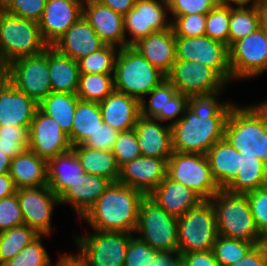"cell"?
Returning <instances> with one entry per match:
<instances>
[{
    "mask_svg": "<svg viewBox=\"0 0 267 266\" xmlns=\"http://www.w3.org/2000/svg\"><path fill=\"white\" fill-rule=\"evenodd\" d=\"M224 91L192 95L183 116L171 125L173 151L201 153L223 139L226 119L232 101L219 100Z\"/></svg>",
    "mask_w": 267,
    "mask_h": 266,
    "instance_id": "obj_1",
    "label": "cell"
},
{
    "mask_svg": "<svg viewBox=\"0 0 267 266\" xmlns=\"http://www.w3.org/2000/svg\"><path fill=\"white\" fill-rule=\"evenodd\" d=\"M145 195L119 182L111 183L81 218L96 231L135 233Z\"/></svg>",
    "mask_w": 267,
    "mask_h": 266,
    "instance_id": "obj_2",
    "label": "cell"
},
{
    "mask_svg": "<svg viewBox=\"0 0 267 266\" xmlns=\"http://www.w3.org/2000/svg\"><path fill=\"white\" fill-rule=\"evenodd\" d=\"M223 138L243 156H256L267 165V101L236 103L226 119Z\"/></svg>",
    "mask_w": 267,
    "mask_h": 266,
    "instance_id": "obj_3",
    "label": "cell"
},
{
    "mask_svg": "<svg viewBox=\"0 0 267 266\" xmlns=\"http://www.w3.org/2000/svg\"><path fill=\"white\" fill-rule=\"evenodd\" d=\"M134 233L96 231L75 234L78 252L67 254L71 266H124L126 251Z\"/></svg>",
    "mask_w": 267,
    "mask_h": 266,
    "instance_id": "obj_4",
    "label": "cell"
},
{
    "mask_svg": "<svg viewBox=\"0 0 267 266\" xmlns=\"http://www.w3.org/2000/svg\"><path fill=\"white\" fill-rule=\"evenodd\" d=\"M113 76L115 91L135 97L139 101L166 80V75L132 46L119 49Z\"/></svg>",
    "mask_w": 267,
    "mask_h": 266,
    "instance_id": "obj_5",
    "label": "cell"
},
{
    "mask_svg": "<svg viewBox=\"0 0 267 266\" xmlns=\"http://www.w3.org/2000/svg\"><path fill=\"white\" fill-rule=\"evenodd\" d=\"M210 201L216 214L218 235L255 245L262 243L263 235L256 227L246 194L220 189Z\"/></svg>",
    "mask_w": 267,
    "mask_h": 266,
    "instance_id": "obj_6",
    "label": "cell"
},
{
    "mask_svg": "<svg viewBox=\"0 0 267 266\" xmlns=\"http://www.w3.org/2000/svg\"><path fill=\"white\" fill-rule=\"evenodd\" d=\"M48 47L37 22L0 8V60L10 64L18 58L40 54Z\"/></svg>",
    "mask_w": 267,
    "mask_h": 266,
    "instance_id": "obj_7",
    "label": "cell"
},
{
    "mask_svg": "<svg viewBox=\"0 0 267 266\" xmlns=\"http://www.w3.org/2000/svg\"><path fill=\"white\" fill-rule=\"evenodd\" d=\"M134 234L158 252H178V218L167 213L149 196L141 201Z\"/></svg>",
    "mask_w": 267,
    "mask_h": 266,
    "instance_id": "obj_8",
    "label": "cell"
},
{
    "mask_svg": "<svg viewBox=\"0 0 267 266\" xmlns=\"http://www.w3.org/2000/svg\"><path fill=\"white\" fill-rule=\"evenodd\" d=\"M217 222L210 200H203L178 218V253L211 251L217 239Z\"/></svg>",
    "mask_w": 267,
    "mask_h": 266,
    "instance_id": "obj_9",
    "label": "cell"
},
{
    "mask_svg": "<svg viewBox=\"0 0 267 266\" xmlns=\"http://www.w3.org/2000/svg\"><path fill=\"white\" fill-rule=\"evenodd\" d=\"M167 176L210 200L219 190L206 155L174 151L167 161Z\"/></svg>",
    "mask_w": 267,
    "mask_h": 266,
    "instance_id": "obj_10",
    "label": "cell"
},
{
    "mask_svg": "<svg viewBox=\"0 0 267 266\" xmlns=\"http://www.w3.org/2000/svg\"><path fill=\"white\" fill-rule=\"evenodd\" d=\"M232 81L258 78L267 72V29L264 25L229 48Z\"/></svg>",
    "mask_w": 267,
    "mask_h": 266,
    "instance_id": "obj_11",
    "label": "cell"
},
{
    "mask_svg": "<svg viewBox=\"0 0 267 266\" xmlns=\"http://www.w3.org/2000/svg\"><path fill=\"white\" fill-rule=\"evenodd\" d=\"M9 81L39 104L52 92L48 48L40 54L12 61L9 64Z\"/></svg>",
    "mask_w": 267,
    "mask_h": 266,
    "instance_id": "obj_12",
    "label": "cell"
},
{
    "mask_svg": "<svg viewBox=\"0 0 267 266\" xmlns=\"http://www.w3.org/2000/svg\"><path fill=\"white\" fill-rule=\"evenodd\" d=\"M176 60L195 61L213 68L228 84L232 80L228 46L206 35L175 37Z\"/></svg>",
    "mask_w": 267,
    "mask_h": 266,
    "instance_id": "obj_13",
    "label": "cell"
},
{
    "mask_svg": "<svg viewBox=\"0 0 267 266\" xmlns=\"http://www.w3.org/2000/svg\"><path fill=\"white\" fill-rule=\"evenodd\" d=\"M166 79L188 97L224 91L228 85L213 68L195 61L176 60Z\"/></svg>",
    "mask_w": 267,
    "mask_h": 266,
    "instance_id": "obj_14",
    "label": "cell"
},
{
    "mask_svg": "<svg viewBox=\"0 0 267 266\" xmlns=\"http://www.w3.org/2000/svg\"><path fill=\"white\" fill-rule=\"evenodd\" d=\"M168 3L161 0H136L123 16L126 46H132L149 34L171 28ZM168 15V16H167ZM129 34V36H127Z\"/></svg>",
    "mask_w": 267,
    "mask_h": 266,
    "instance_id": "obj_15",
    "label": "cell"
},
{
    "mask_svg": "<svg viewBox=\"0 0 267 266\" xmlns=\"http://www.w3.org/2000/svg\"><path fill=\"white\" fill-rule=\"evenodd\" d=\"M24 224L39 235H52V215L59 204L58 196L48 187L16 189Z\"/></svg>",
    "mask_w": 267,
    "mask_h": 266,
    "instance_id": "obj_16",
    "label": "cell"
},
{
    "mask_svg": "<svg viewBox=\"0 0 267 266\" xmlns=\"http://www.w3.org/2000/svg\"><path fill=\"white\" fill-rule=\"evenodd\" d=\"M28 149L48 161L72 148L69 136L47 114L37 109L29 126Z\"/></svg>",
    "mask_w": 267,
    "mask_h": 266,
    "instance_id": "obj_17",
    "label": "cell"
},
{
    "mask_svg": "<svg viewBox=\"0 0 267 266\" xmlns=\"http://www.w3.org/2000/svg\"><path fill=\"white\" fill-rule=\"evenodd\" d=\"M188 99V96L178 93L166 79L140 101L141 115L171 126L183 116L188 107Z\"/></svg>",
    "mask_w": 267,
    "mask_h": 266,
    "instance_id": "obj_18",
    "label": "cell"
},
{
    "mask_svg": "<svg viewBox=\"0 0 267 266\" xmlns=\"http://www.w3.org/2000/svg\"><path fill=\"white\" fill-rule=\"evenodd\" d=\"M84 0H47L38 22L45 42L52 46L83 15Z\"/></svg>",
    "mask_w": 267,
    "mask_h": 266,
    "instance_id": "obj_19",
    "label": "cell"
},
{
    "mask_svg": "<svg viewBox=\"0 0 267 266\" xmlns=\"http://www.w3.org/2000/svg\"><path fill=\"white\" fill-rule=\"evenodd\" d=\"M167 161L141 155L120 168L118 182L148 196L167 176Z\"/></svg>",
    "mask_w": 267,
    "mask_h": 266,
    "instance_id": "obj_20",
    "label": "cell"
},
{
    "mask_svg": "<svg viewBox=\"0 0 267 266\" xmlns=\"http://www.w3.org/2000/svg\"><path fill=\"white\" fill-rule=\"evenodd\" d=\"M83 16L106 45L126 46L123 15L97 0H84Z\"/></svg>",
    "mask_w": 267,
    "mask_h": 266,
    "instance_id": "obj_21",
    "label": "cell"
},
{
    "mask_svg": "<svg viewBox=\"0 0 267 266\" xmlns=\"http://www.w3.org/2000/svg\"><path fill=\"white\" fill-rule=\"evenodd\" d=\"M142 156L169 159L173 154L171 126L140 115L135 125Z\"/></svg>",
    "mask_w": 267,
    "mask_h": 266,
    "instance_id": "obj_22",
    "label": "cell"
},
{
    "mask_svg": "<svg viewBox=\"0 0 267 266\" xmlns=\"http://www.w3.org/2000/svg\"><path fill=\"white\" fill-rule=\"evenodd\" d=\"M105 45L82 15L52 47L61 54L78 61L80 58L100 50Z\"/></svg>",
    "mask_w": 267,
    "mask_h": 266,
    "instance_id": "obj_23",
    "label": "cell"
},
{
    "mask_svg": "<svg viewBox=\"0 0 267 266\" xmlns=\"http://www.w3.org/2000/svg\"><path fill=\"white\" fill-rule=\"evenodd\" d=\"M37 109L38 103L10 81L0 90V126H25L29 129Z\"/></svg>",
    "mask_w": 267,
    "mask_h": 266,
    "instance_id": "obj_24",
    "label": "cell"
},
{
    "mask_svg": "<svg viewBox=\"0 0 267 266\" xmlns=\"http://www.w3.org/2000/svg\"><path fill=\"white\" fill-rule=\"evenodd\" d=\"M110 184L111 182L102 176L85 173L58 197L59 204L70 205L81 219Z\"/></svg>",
    "mask_w": 267,
    "mask_h": 266,
    "instance_id": "obj_25",
    "label": "cell"
},
{
    "mask_svg": "<svg viewBox=\"0 0 267 266\" xmlns=\"http://www.w3.org/2000/svg\"><path fill=\"white\" fill-rule=\"evenodd\" d=\"M148 196L175 218L182 217L203 201L193 190L168 176Z\"/></svg>",
    "mask_w": 267,
    "mask_h": 266,
    "instance_id": "obj_26",
    "label": "cell"
},
{
    "mask_svg": "<svg viewBox=\"0 0 267 266\" xmlns=\"http://www.w3.org/2000/svg\"><path fill=\"white\" fill-rule=\"evenodd\" d=\"M98 104L103 122L119 132L135 128L141 115L140 101L137 98L115 90Z\"/></svg>",
    "mask_w": 267,
    "mask_h": 266,
    "instance_id": "obj_27",
    "label": "cell"
},
{
    "mask_svg": "<svg viewBox=\"0 0 267 266\" xmlns=\"http://www.w3.org/2000/svg\"><path fill=\"white\" fill-rule=\"evenodd\" d=\"M132 47L165 75L171 71L176 61L175 35L172 27L149 34Z\"/></svg>",
    "mask_w": 267,
    "mask_h": 266,
    "instance_id": "obj_28",
    "label": "cell"
},
{
    "mask_svg": "<svg viewBox=\"0 0 267 266\" xmlns=\"http://www.w3.org/2000/svg\"><path fill=\"white\" fill-rule=\"evenodd\" d=\"M9 176L16 189L48 186L47 161L26 149L11 159Z\"/></svg>",
    "mask_w": 267,
    "mask_h": 266,
    "instance_id": "obj_29",
    "label": "cell"
},
{
    "mask_svg": "<svg viewBox=\"0 0 267 266\" xmlns=\"http://www.w3.org/2000/svg\"><path fill=\"white\" fill-rule=\"evenodd\" d=\"M84 174V169L72 148L47 161L48 187L58 197Z\"/></svg>",
    "mask_w": 267,
    "mask_h": 266,
    "instance_id": "obj_30",
    "label": "cell"
},
{
    "mask_svg": "<svg viewBox=\"0 0 267 266\" xmlns=\"http://www.w3.org/2000/svg\"><path fill=\"white\" fill-rule=\"evenodd\" d=\"M206 156L218 187L226 189L237 177L240 152L223 138L208 150Z\"/></svg>",
    "mask_w": 267,
    "mask_h": 266,
    "instance_id": "obj_31",
    "label": "cell"
},
{
    "mask_svg": "<svg viewBox=\"0 0 267 266\" xmlns=\"http://www.w3.org/2000/svg\"><path fill=\"white\" fill-rule=\"evenodd\" d=\"M48 66L52 92L76 94L79 85L78 61L48 47Z\"/></svg>",
    "mask_w": 267,
    "mask_h": 266,
    "instance_id": "obj_32",
    "label": "cell"
},
{
    "mask_svg": "<svg viewBox=\"0 0 267 266\" xmlns=\"http://www.w3.org/2000/svg\"><path fill=\"white\" fill-rule=\"evenodd\" d=\"M85 173L102 176L111 183L118 182L120 168L112 151L88 148L86 146H72Z\"/></svg>",
    "mask_w": 267,
    "mask_h": 266,
    "instance_id": "obj_33",
    "label": "cell"
},
{
    "mask_svg": "<svg viewBox=\"0 0 267 266\" xmlns=\"http://www.w3.org/2000/svg\"><path fill=\"white\" fill-rule=\"evenodd\" d=\"M267 186V165L256 156H239V171L225 189L234 194H246Z\"/></svg>",
    "mask_w": 267,
    "mask_h": 266,
    "instance_id": "obj_34",
    "label": "cell"
},
{
    "mask_svg": "<svg viewBox=\"0 0 267 266\" xmlns=\"http://www.w3.org/2000/svg\"><path fill=\"white\" fill-rule=\"evenodd\" d=\"M103 119L97 102L78 100L72 131L68 135L71 145H81L102 125Z\"/></svg>",
    "mask_w": 267,
    "mask_h": 266,
    "instance_id": "obj_35",
    "label": "cell"
},
{
    "mask_svg": "<svg viewBox=\"0 0 267 266\" xmlns=\"http://www.w3.org/2000/svg\"><path fill=\"white\" fill-rule=\"evenodd\" d=\"M78 100L76 94L51 92L38 104V108L55 119L61 129L69 135Z\"/></svg>",
    "mask_w": 267,
    "mask_h": 266,
    "instance_id": "obj_36",
    "label": "cell"
},
{
    "mask_svg": "<svg viewBox=\"0 0 267 266\" xmlns=\"http://www.w3.org/2000/svg\"><path fill=\"white\" fill-rule=\"evenodd\" d=\"M263 25L261 4L250 7H230L229 47Z\"/></svg>",
    "mask_w": 267,
    "mask_h": 266,
    "instance_id": "obj_37",
    "label": "cell"
},
{
    "mask_svg": "<svg viewBox=\"0 0 267 266\" xmlns=\"http://www.w3.org/2000/svg\"><path fill=\"white\" fill-rule=\"evenodd\" d=\"M114 74H80L76 95L80 100L101 102L105 100L114 89Z\"/></svg>",
    "mask_w": 267,
    "mask_h": 266,
    "instance_id": "obj_38",
    "label": "cell"
},
{
    "mask_svg": "<svg viewBox=\"0 0 267 266\" xmlns=\"http://www.w3.org/2000/svg\"><path fill=\"white\" fill-rule=\"evenodd\" d=\"M49 236L39 235L3 266H60L67 259V252L64 255L60 254L56 264L53 265L42 242L43 237Z\"/></svg>",
    "mask_w": 267,
    "mask_h": 266,
    "instance_id": "obj_39",
    "label": "cell"
},
{
    "mask_svg": "<svg viewBox=\"0 0 267 266\" xmlns=\"http://www.w3.org/2000/svg\"><path fill=\"white\" fill-rule=\"evenodd\" d=\"M38 236L39 234L26 224L3 231L0 242V266L15 257Z\"/></svg>",
    "mask_w": 267,
    "mask_h": 266,
    "instance_id": "obj_40",
    "label": "cell"
},
{
    "mask_svg": "<svg viewBox=\"0 0 267 266\" xmlns=\"http://www.w3.org/2000/svg\"><path fill=\"white\" fill-rule=\"evenodd\" d=\"M119 48L105 45L98 51L78 60L80 74H114L115 60Z\"/></svg>",
    "mask_w": 267,
    "mask_h": 266,
    "instance_id": "obj_41",
    "label": "cell"
},
{
    "mask_svg": "<svg viewBox=\"0 0 267 266\" xmlns=\"http://www.w3.org/2000/svg\"><path fill=\"white\" fill-rule=\"evenodd\" d=\"M255 244L218 235L213 244V253L219 266H230L241 260Z\"/></svg>",
    "mask_w": 267,
    "mask_h": 266,
    "instance_id": "obj_42",
    "label": "cell"
},
{
    "mask_svg": "<svg viewBox=\"0 0 267 266\" xmlns=\"http://www.w3.org/2000/svg\"><path fill=\"white\" fill-rule=\"evenodd\" d=\"M29 146V131L25 126H0V151L11 159Z\"/></svg>",
    "mask_w": 267,
    "mask_h": 266,
    "instance_id": "obj_43",
    "label": "cell"
},
{
    "mask_svg": "<svg viewBox=\"0 0 267 266\" xmlns=\"http://www.w3.org/2000/svg\"><path fill=\"white\" fill-rule=\"evenodd\" d=\"M230 7L217 4L207 15L205 35L229 48Z\"/></svg>",
    "mask_w": 267,
    "mask_h": 266,
    "instance_id": "obj_44",
    "label": "cell"
},
{
    "mask_svg": "<svg viewBox=\"0 0 267 266\" xmlns=\"http://www.w3.org/2000/svg\"><path fill=\"white\" fill-rule=\"evenodd\" d=\"M112 153L119 168L141 156L135 128L118 133Z\"/></svg>",
    "mask_w": 267,
    "mask_h": 266,
    "instance_id": "obj_45",
    "label": "cell"
},
{
    "mask_svg": "<svg viewBox=\"0 0 267 266\" xmlns=\"http://www.w3.org/2000/svg\"><path fill=\"white\" fill-rule=\"evenodd\" d=\"M47 0H0L5 12L28 20L39 22Z\"/></svg>",
    "mask_w": 267,
    "mask_h": 266,
    "instance_id": "obj_46",
    "label": "cell"
},
{
    "mask_svg": "<svg viewBox=\"0 0 267 266\" xmlns=\"http://www.w3.org/2000/svg\"><path fill=\"white\" fill-rule=\"evenodd\" d=\"M171 27L175 37H199L205 35L206 15L189 14L171 16Z\"/></svg>",
    "mask_w": 267,
    "mask_h": 266,
    "instance_id": "obj_47",
    "label": "cell"
},
{
    "mask_svg": "<svg viewBox=\"0 0 267 266\" xmlns=\"http://www.w3.org/2000/svg\"><path fill=\"white\" fill-rule=\"evenodd\" d=\"M158 253L137 235H133L126 251L124 266H150Z\"/></svg>",
    "mask_w": 267,
    "mask_h": 266,
    "instance_id": "obj_48",
    "label": "cell"
},
{
    "mask_svg": "<svg viewBox=\"0 0 267 266\" xmlns=\"http://www.w3.org/2000/svg\"><path fill=\"white\" fill-rule=\"evenodd\" d=\"M258 231L267 233V186L246 193Z\"/></svg>",
    "mask_w": 267,
    "mask_h": 266,
    "instance_id": "obj_49",
    "label": "cell"
},
{
    "mask_svg": "<svg viewBox=\"0 0 267 266\" xmlns=\"http://www.w3.org/2000/svg\"><path fill=\"white\" fill-rule=\"evenodd\" d=\"M23 224L17 193L0 199V230L5 231Z\"/></svg>",
    "mask_w": 267,
    "mask_h": 266,
    "instance_id": "obj_50",
    "label": "cell"
},
{
    "mask_svg": "<svg viewBox=\"0 0 267 266\" xmlns=\"http://www.w3.org/2000/svg\"><path fill=\"white\" fill-rule=\"evenodd\" d=\"M217 4V0H170L168 7L171 16L207 15Z\"/></svg>",
    "mask_w": 267,
    "mask_h": 266,
    "instance_id": "obj_51",
    "label": "cell"
},
{
    "mask_svg": "<svg viewBox=\"0 0 267 266\" xmlns=\"http://www.w3.org/2000/svg\"><path fill=\"white\" fill-rule=\"evenodd\" d=\"M118 133V130L103 122L82 145L88 148L112 151Z\"/></svg>",
    "mask_w": 267,
    "mask_h": 266,
    "instance_id": "obj_52",
    "label": "cell"
},
{
    "mask_svg": "<svg viewBox=\"0 0 267 266\" xmlns=\"http://www.w3.org/2000/svg\"><path fill=\"white\" fill-rule=\"evenodd\" d=\"M182 266H219L213 251L182 253Z\"/></svg>",
    "mask_w": 267,
    "mask_h": 266,
    "instance_id": "obj_53",
    "label": "cell"
},
{
    "mask_svg": "<svg viewBox=\"0 0 267 266\" xmlns=\"http://www.w3.org/2000/svg\"><path fill=\"white\" fill-rule=\"evenodd\" d=\"M230 266H267V254L262 244L255 245L241 260Z\"/></svg>",
    "mask_w": 267,
    "mask_h": 266,
    "instance_id": "obj_54",
    "label": "cell"
},
{
    "mask_svg": "<svg viewBox=\"0 0 267 266\" xmlns=\"http://www.w3.org/2000/svg\"><path fill=\"white\" fill-rule=\"evenodd\" d=\"M150 266H182V258L178 252L161 253L159 252Z\"/></svg>",
    "mask_w": 267,
    "mask_h": 266,
    "instance_id": "obj_55",
    "label": "cell"
},
{
    "mask_svg": "<svg viewBox=\"0 0 267 266\" xmlns=\"http://www.w3.org/2000/svg\"><path fill=\"white\" fill-rule=\"evenodd\" d=\"M97 1L124 16L134 7L136 0H97Z\"/></svg>",
    "mask_w": 267,
    "mask_h": 266,
    "instance_id": "obj_56",
    "label": "cell"
},
{
    "mask_svg": "<svg viewBox=\"0 0 267 266\" xmlns=\"http://www.w3.org/2000/svg\"><path fill=\"white\" fill-rule=\"evenodd\" d=\"M15 193L16 187L9 173L0 174V199L9 197Z\"/></svg>",
    "mask_w": 267,
    "mask_h": 266,
    "instance_id": "obj_57",
    "label": "cell"
},
{
    "mask_svg": "<svg viewBox=\"0 0 267 266\" xmlns=\"http://www.w3.org/2000/svg\"><path fill=\"white\" fill-rule=\"evenodd\" d=\"M218 4L232 8L250 7L262 3V0H217ZM235 5V6H234Z\"/></svg>",
    "mask_w": 267,
    "mask_h": 266,
    "instance_id": "obj_58",
    "label": "cell"
},
{
    "mask_svg": "<svg viewBox=\"0 0 267 266\" xmlns=\"http://www.w3.org/2000/svg\"><path fill=\"white\" fill-rule=\"evenodd\" d=\"M9 82V64L0 60V90Z\"/></svg>",
    "mask_w": 267,
    "mask_h": 266,
    "instance_id": "obj_59",
    "label": "cell"
},
{
    "mask_svg": "<svg viewBox=\"0 0 267 266\" xmlns=\"http://www.w3.org/2000/svg\"><path fill=\"white\" fill-rule=\"evenodd\" d=\"M11 158L0 151V174L9 173Z\"/></svg>",
    "mask_w": 267,
    "mask_h": 266,
    "instance_id": "obj_60",
    "label": "cell"
},
{
    "mask_svg": "<svg viewBox=\"0 0 267 266\" xmlns=\"http://www.w3.org/2000/svg\"><path fill=\"white\" fill-rule=\"evenodd\" d=\"M263 25L267 29V0H262Z\"/></svg>",
    "mask_w": 267,
    "mask_h": 266,
    "instance_id": "obj_61",
    "label": "cell"
},
{
    "mask_svg": "<svg viewBox=\"0 0 267 266\" xmlns=\"http://www.w3.org/2000/svg\"><path fill=\"white\" fill-rule=\"evenodd\" d=\"M263 247L265 248L266 254H267V233H265L262 237V243Z\"/></svg>",
    "mask_w": 267,
    "mask_h": 266,
    "instance_id": "obj_62",
    "label": "cell"
},
{
    "mask_svg": "<svg viewBox=\"0 0 267 266\" xmlns=\"http://www.w3.org/2000/svg\"><path fill=\"white\" fill-rule=\"evenodd\" d=\"M60 266H71L68 258Z\"/></svg>",
    "mask_w": 267,
    "mask_h": 266,
    "instance_id": "obj_63",
    "label": "cell"
},
{
    "mask_svg": "<svg viewBox=\"0 0 267 266\" xmlns=\"http://www.w3.org/2000/svg\"><path fill=\"white\" fill-rule=\"evenodd\" d=\"M2 236H3V231L0 230V242L2 240Z\"/></svg>",
    "mask_w": 267,
    "mask_h": 266,
    "instance_id": "obj_64",
    "label": "cell"
}]
</instances>
